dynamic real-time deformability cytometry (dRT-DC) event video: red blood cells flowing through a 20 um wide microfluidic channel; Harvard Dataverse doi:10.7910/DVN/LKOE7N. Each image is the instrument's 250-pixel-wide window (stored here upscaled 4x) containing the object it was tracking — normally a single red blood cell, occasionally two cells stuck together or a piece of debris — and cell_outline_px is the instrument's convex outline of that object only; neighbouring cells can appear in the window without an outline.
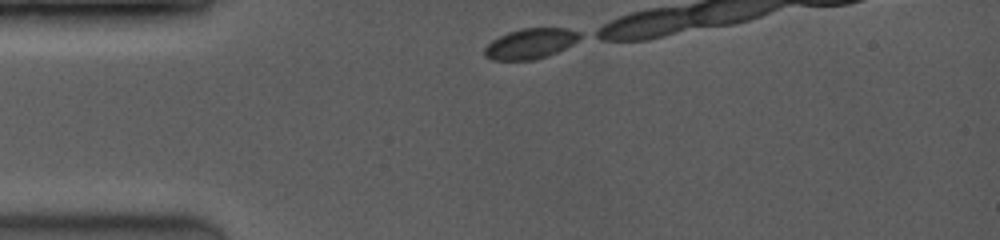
{"species": "common noctule bat (a hibernating species)", "species_latin": "Nyctalus noctula", "temperature_condition": "room temperature", "stored_images_in_passage": 8, "camera_frame_rate_fps": 3500, "um_per_image_px": 0.085, "animal": {"sex": "female", "body_mass_g": 19.0, "forearm_length_mm": 53.3}, "frame": {"image": 1, "passage_image": 1, "time_ms": 0.0, "image_size_px": [1000, 240], "cell_outline_px": [[584, 36], [572, 44], [548, 56], [536, 60], [492, 60], [484, 56], [484, 48], [492, 40], [508, 32], [520, 28], [564, 28], [580, 32]], "centroid_in_image_um": [45.08, 3.71], "position_along_channel_um": 39.9, "area_um2": 16.94}}